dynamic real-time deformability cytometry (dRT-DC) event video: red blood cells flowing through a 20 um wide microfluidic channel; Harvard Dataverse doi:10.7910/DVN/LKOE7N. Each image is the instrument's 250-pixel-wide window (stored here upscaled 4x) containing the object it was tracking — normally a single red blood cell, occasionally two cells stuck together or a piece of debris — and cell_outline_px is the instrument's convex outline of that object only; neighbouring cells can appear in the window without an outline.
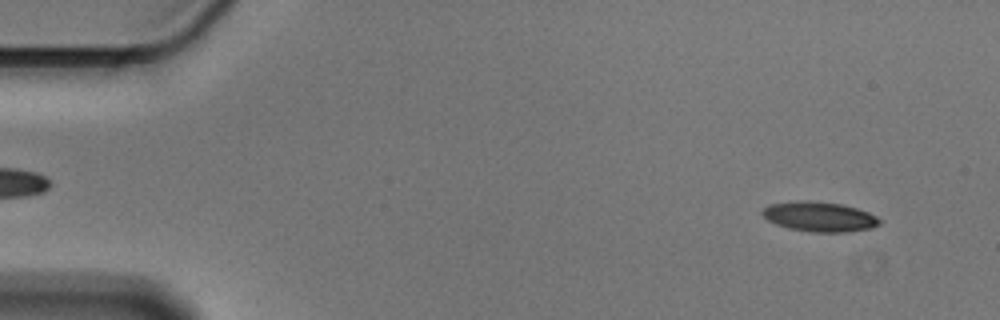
{"species": "Egyptian fruit bat (a non-hibernating species)", "species_latin": "Rousettus aegyptiacus", "temperature_condition": "cold", "stored_images_in_passage": 55, "camera_frame_rate_fps": 3000, "um_per_image_px": 0.085, "animal": {"sex": "male"}, "frame": {"image": 1, "passage_image": 4, "time_ms": 1.0, "image_size_px": [1000, 320], "cell_outline_px": [[880, 224], [872, 228], [852, 232], [812, 232], [788, 228], [776, 224], [768, 220], [760, 212], [768, 204], [796, 200], [808, 200], [840, 204], [856, 208], [868, 212], [876, 216], [880, 220]], "centroid_in_image_um": [69.64, 18.42], "position_along_channel_um": 15.4, "area_um2": 20.52}}
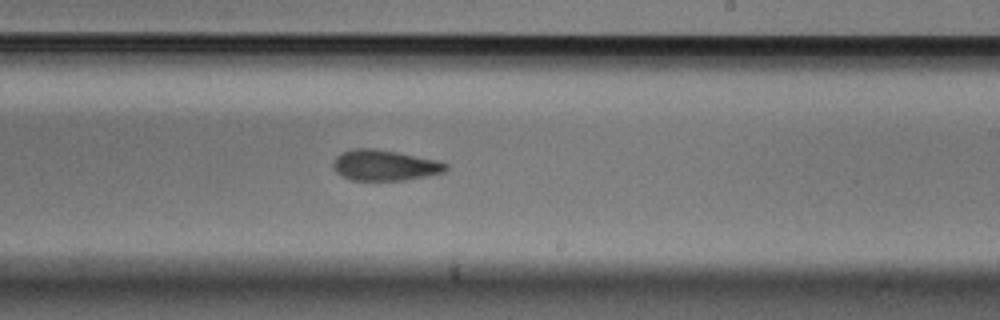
{"frame": {"image": 2, "passage_image": 33, "time_ms": 10.667, "image_size_px": [1000, 320], "cell_outline_px": [[448, 168], [444, 172], [404, 180], [352, 180], [336, 172], [332, 168], [332, 160], [340, 152], [352, 148], [376, 148], [436, 160], [448, 164]], "centroid_in_image_um": [32.63, 14.03], "position_along_channel_um": 256.4, "area_um2": 20.17}}
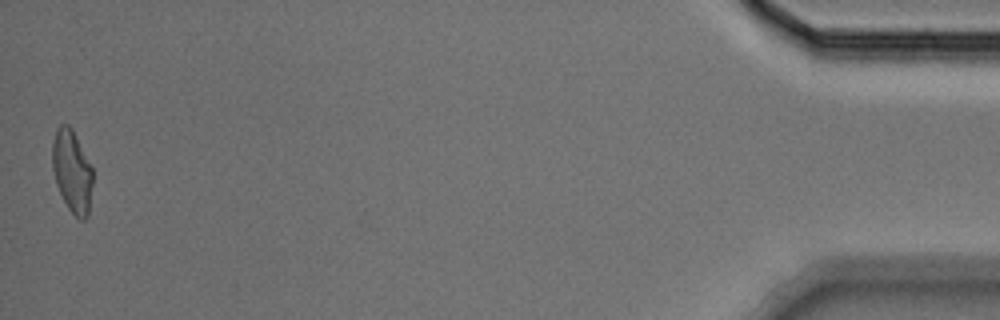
{"frame": {"image": 3, "passage_image": 55, "time_ms": 18.0, "image_size_px": [1000, 320], "cell_outline_px": [[92, 184], [88, 216], [84, 220], [80, 220], [68, 208], [56, 184], [52, 168], [52, 140], [56, 128], [60, 124], [68, 124], [72, 128], [92, 168]], "centroid_in_image_um": [6.1, 14.54], "position_along_channel_um": 429.1, "area_um2": 19.36}, "authors_computed_cell_mechanics": {"area_um2": 20.4612, "velocity_mm_per_s": 3.587, "shape_relaxation_time_tau1_ms": 8.3774, "shape_relaxation_time_tau2_ms": 4.0287, "deformation_change_tau1": 0.1835, "deformation_change_tau2": 0.1228}}